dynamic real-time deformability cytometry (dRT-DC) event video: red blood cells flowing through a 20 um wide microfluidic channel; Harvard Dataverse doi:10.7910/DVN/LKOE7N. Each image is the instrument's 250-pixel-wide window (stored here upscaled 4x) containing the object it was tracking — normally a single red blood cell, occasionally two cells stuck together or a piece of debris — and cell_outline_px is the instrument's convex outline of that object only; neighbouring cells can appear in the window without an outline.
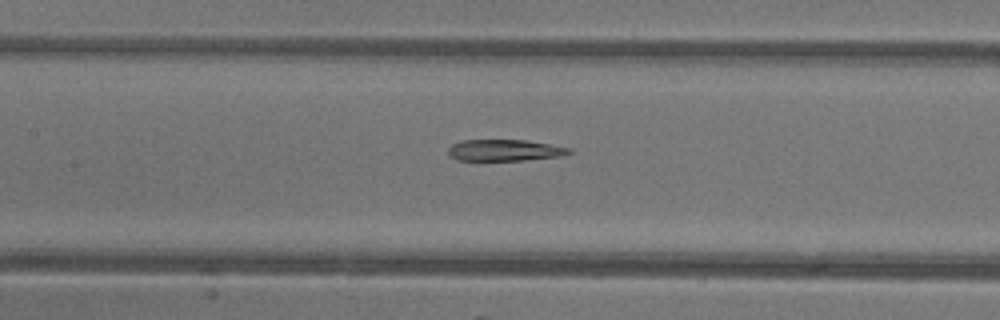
{"species": "common noctule bat (a hibernating species)", "species_latin": "Nyctalus noctula", "temperature_condition": "warm", "stored_images_in_passage": 13, "camera_frame_rate_fps": 3000, "um_per_image_px": 0.085, "animal": {"sex": "female"}, "frame": {"image": 1, "passage_image": 8, "time_ms": 2.333, "image_size_px": [1000, 320], "cell_outline_px": [[572, 152], [564, 156], [524, 160], [456, 160], [448, 156], [448, 148], [452, 144], [460, 140], [524, 140], [572, 148]], "centroid_in_image_um": [42.88, 12.77], "position_along_channel_um": 164.5, "area_um2": 15.2}}
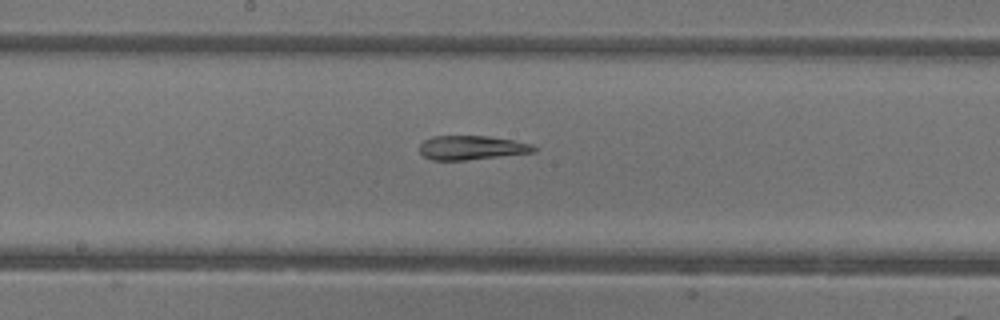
{"frame": {"image": 2, "passage_image": 11, "time_ms": 3.333, "image_size_px": [1000, 320], "cell_outline_px": [[536, 152], [464, 160], [432, 160], [424, 156], [420, 152], [420, 144], [424, 140], [432, 136], [488, 136], [512, 140], [532, 144], [536, 148]], "centroid_in_image_um": [40.08, 12.55], "position_along_channel_um": 208.1, "area_um2": 15.95}}